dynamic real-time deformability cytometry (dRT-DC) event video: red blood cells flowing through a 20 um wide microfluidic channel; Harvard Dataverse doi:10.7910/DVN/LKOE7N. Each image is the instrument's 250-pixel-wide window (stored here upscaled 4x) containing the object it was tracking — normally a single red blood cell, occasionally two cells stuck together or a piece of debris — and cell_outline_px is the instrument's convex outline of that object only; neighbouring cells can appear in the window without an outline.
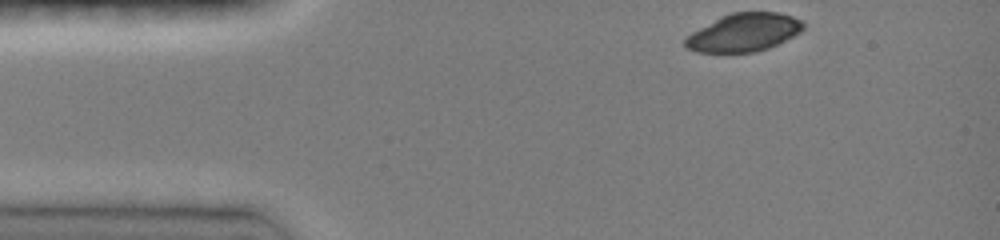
{"species": "common noctule bat (a hibernating species)", "species_latin": "Nyctalus noctula", "temperature_condition": "room temperature", "stored_images_in_passage": 7, "camera_frame_rate_fps": 3000, "um_per_image_px": 0.085, "animal": {"sex": "female", "body_mass_g": 19.0, "forearm_length_mm": 51.5}, "frame": {"image": 1, "passage_image": 1, "time_ms": 0.0, "image_size_px": [1000, 240], "cell_outline_px": [[804, 28], [800, 32], [768, 48], [756, 52], [696, 52], [684, 48], [684, 40], [692, 32], [720, 16], [732, 12], [776, 12], [792, 16], [804, 20]], "centroid_in_image_um": [63.21, 2.75], "position_along_channel_um": 21.8, "area_um2": 26.18}}
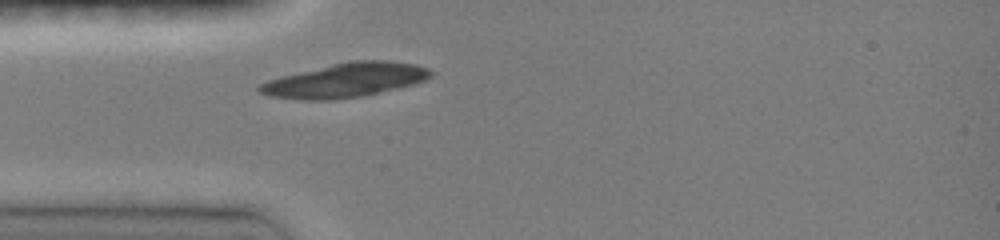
{"frame": {"image": 2, "passage_image": 7, "time_ms": 2.333, "image_size_px": [1000, 240], "cell_outline_px": [[432, 76], [416, 84], [400, 88], [360, 96], [332, 100], [300, 100], [268, 96], [260, 92], [256, 88], [260, 84], [268, 80], [280, 76], [348, 60], [388, 60], [416, 64], [428, 68], [432, 72]], "centroid_in_image_um": [29.35, 6.81], "position_along_channel_um": 55.6, "area_um2": 34.39}}